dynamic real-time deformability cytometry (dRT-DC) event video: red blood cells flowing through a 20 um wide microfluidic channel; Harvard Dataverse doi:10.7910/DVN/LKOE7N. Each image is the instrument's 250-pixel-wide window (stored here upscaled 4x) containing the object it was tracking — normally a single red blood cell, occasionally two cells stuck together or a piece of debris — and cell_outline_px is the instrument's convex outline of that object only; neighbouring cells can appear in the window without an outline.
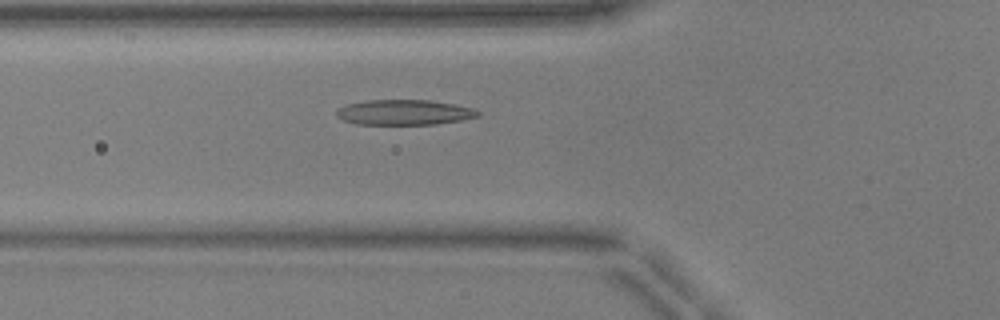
{"species": "common noctule bat (a hibernating species)", "species_latin": "Nyctalus noctula", "temperature_condition": "warm", "stored_images_in_passage": 51, "camera_frame_rate_fps": 3000, "um_per_image_px": 0.085, "animal": {"sex": "male", "body_mass_g": 17.9, "forearm_length_mm": 54.2}, "frame": {"image": 1, "passage_image": 19, "time_ms": 6.0, "image_size_px": [1000, 320], "cell_outline_px": [[480, 116], [460, 120], [436, 124], [356, 124], [340, 120], [336, 116], [336, 108], [348, 104], [368, 100], [432, 100], [456, 104], [472, 108], [480, 112]], "centroid_in_image_um": [34.33, 9.55], "position_along_channel_um": 91.5, "area_um2": 20.92}}
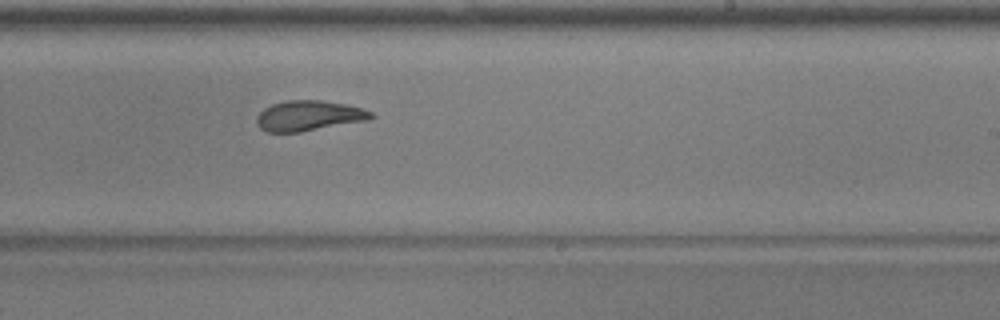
{"frame": {"image": 2, "passage_image": 32, "time_ms": 10.333, "image_size_px": [1000, 320], "cell_outline_px": [[376, 116], [368, 120], [300, 132], [268, 132], [260, 128], [256, 124], [256, 116], [264, 108], [272, 104], [288, 100], [320, 100], [344, 104], [360, 108], [372, 112]], "centroid_in_image_um": [26.22, 9.84], "position_along_channel_um": 262.8, "area_um2": 20.11}}
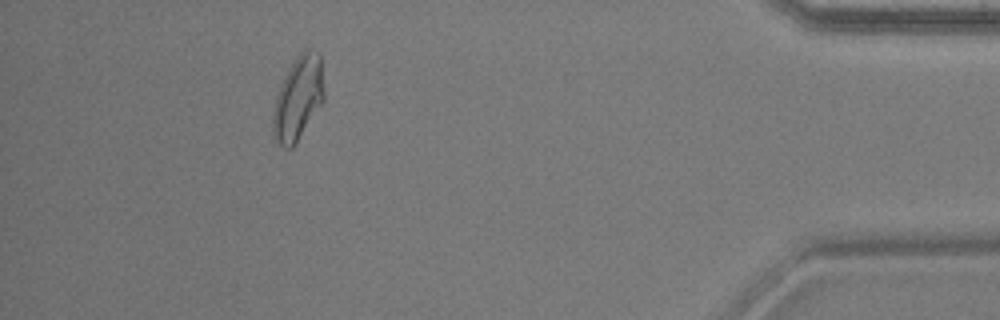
{"frame": {"image": 3, "passage_image": 47, "time_ms": 15.333, "image_size_px": [1000, 320], "cell_outline_px": [[324, 100], [296, 144], [292, 148], [284, 148], [272, 136], [272, 112], [276, 96], [280, 84], [288, 68], [296, 56], [304, 48], [312, 48], [320, 52], [324, 92]], "centroid_in_image_um": [25.33, 8.32], "position_along_channel_um": 409.9, "area_um2": 25.43}, "authors_computed_cell_mechanics": {"area_um2": 21.3282, "velocity_mm_per_s": 3.9405, "shape_relaxation_time_tau1_ms": 4.0711, "shape_relaxation_time_tau2_ms": 1.3967, "deformation_change_tau1": 0.1748, "deformation_change_tau2": 0.0883}}